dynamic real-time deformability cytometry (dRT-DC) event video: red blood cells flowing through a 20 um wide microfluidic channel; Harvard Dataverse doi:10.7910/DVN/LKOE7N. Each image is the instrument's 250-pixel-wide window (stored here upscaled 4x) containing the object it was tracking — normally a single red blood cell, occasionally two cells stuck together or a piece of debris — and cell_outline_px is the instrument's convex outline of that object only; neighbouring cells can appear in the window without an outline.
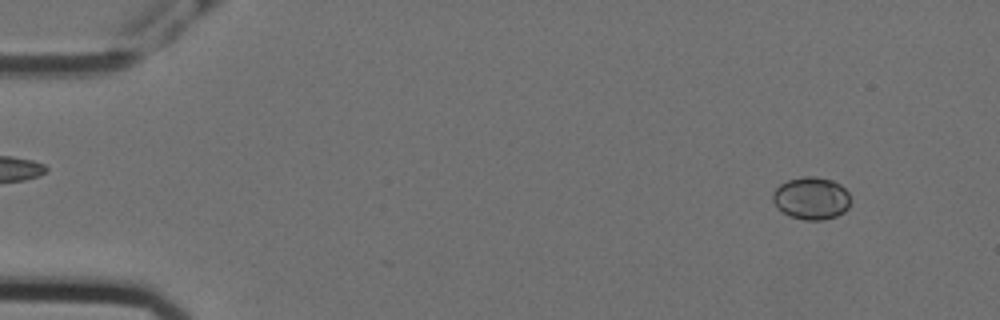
{"species": "Egyptian fruit bat (a non-hibernating species)", "species_latin": "Rousettus aegyptiacus", "temperature_condition": "cold", "stored_images_in_passage": 55, "camera_frame_rate_fps": 3000, "um_per_image_px": 0.085, "animal": {"sex": "female"}, "frame": {"image": 1, "passage_image": 3, "time_ms": 0.667, "image_size_px": [1000, 320], "cell_outline_px": [[852, 200], [848, 208], [844, 212], [836, 216], [824, 220], [804, 220], [792, 216], [784, 212], [772, 200], [772, 192], [780, 184], [788, 180], [804, 176], [816, 176], [832, 180], [840, 184], [848, 192]], "centroid_in_image_um": [69.0, 16.84], "position_along_channel_um": 16.0, "area_um2": 19.31}}
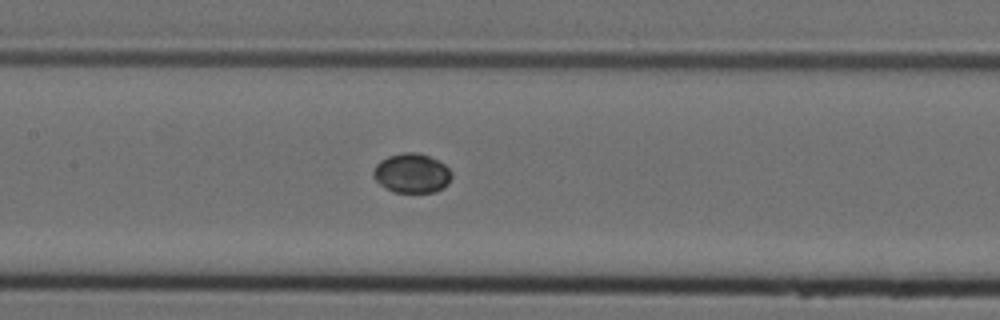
{"frame": {"image": 2, "passage_image": 25, "time_ms": 8.0, "image_size_px": [1000, 320], "cell_outline_px": [[452, 176], [448, 184], [444, 188], [436, 192], [392, 192], [384, 188], [376, 180], [372, 172], [376, 164], [380, 160], [388, 156], [404, 152], [416, 152], [428, 156], [444, 164], [452, 172]], "centroid_in_image_um": [35.0, 14.73], "position_along_channel_um": 172.4, "area_um2": 18.09}}
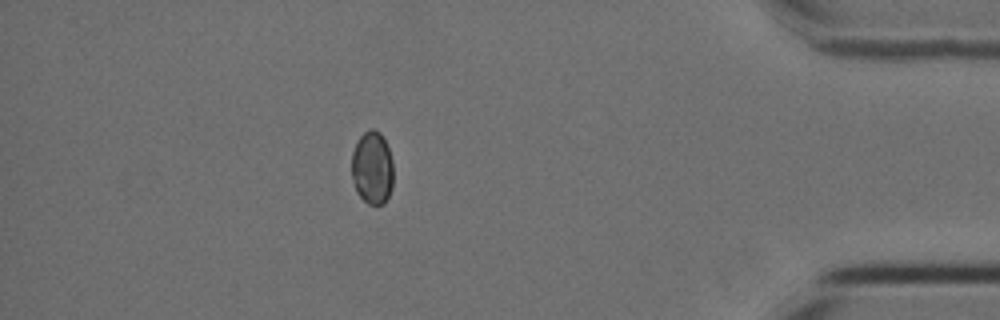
{"frame": {"image": 3, "passage_image": 48, "time_ms": 15.667, "image_size_px": [1000, 320], "cell_outline_px": [[392, 188], [384, 204], [368, 204], [356, 192], [352, 180], [352, 152], [356, 140], [368, 128], [372, 128], [380, 132], [384, 136], [392, 160]], "centroid_in_image_um": [31.63, 14.23], "position_along_channel_um": 403.6, "area_um2": 17.98}}